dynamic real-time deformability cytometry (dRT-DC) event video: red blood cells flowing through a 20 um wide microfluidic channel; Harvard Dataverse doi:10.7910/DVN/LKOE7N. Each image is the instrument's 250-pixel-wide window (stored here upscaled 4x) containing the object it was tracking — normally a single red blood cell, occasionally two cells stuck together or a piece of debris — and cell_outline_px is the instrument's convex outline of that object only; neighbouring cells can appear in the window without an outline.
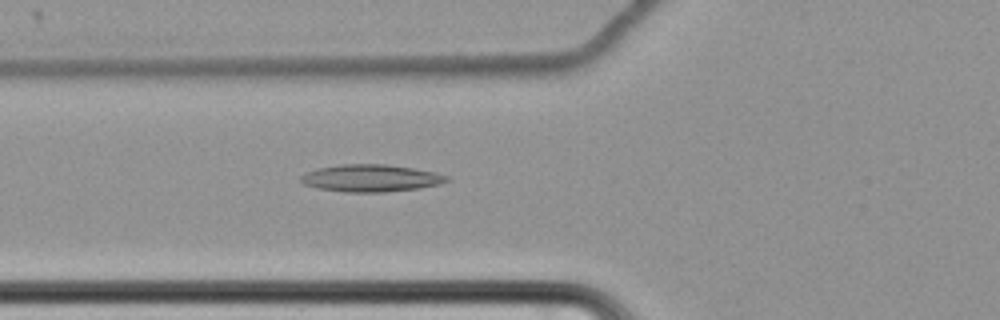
{"species": "common noctule bat (a hibernating species)", "species_latin": "Nyctalus noctula", "temperature_condition": "cold", "stored_images_in_passage": 64, "camera_frame_rate_fps": 3000, "um_per_image_px": 0.085, "animal": {"sex": "female", "body_mass_g": 22.7, "forearm_length_mm": 54.2}, "frame": {"image": 1, "passage_image": 27, "time_ms": 8.667, "image_size_px": [1000, 320], "cell_outline_px": [[452, 180], [440, 184], [420, 188], [384, 192], [344, 192], [316, 188], [304, 184], [300, 180], [300, 176], [304, 172], [316, 168], [340, 164], [388, 164], [436, 172], [448, 176]], "centroid_in_image_um": [31.51, 15.14], "position_along_channel_um": 94.3, "area_um2": 23.47}}
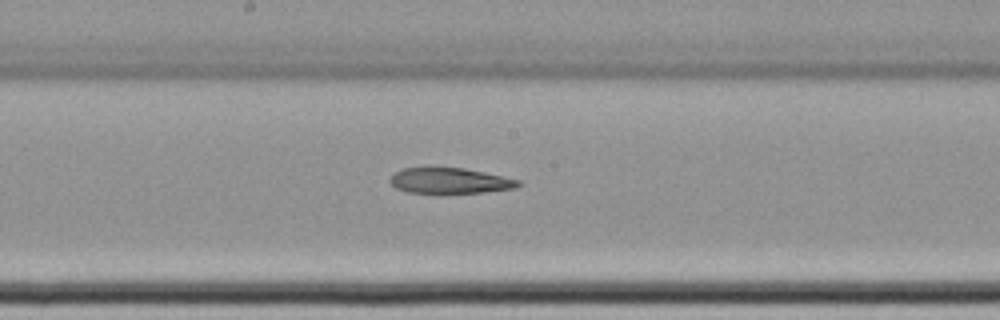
{"frame": {"image": 2, "passage_image": 37, "time_ms": 12.0, "image_size_px": [1000, 320], "cell_outline_px": [[524, 184], [516, 188], [484, 192], [408, 192], [396, 188], [388, 180], [400, 168], [464, 168], [504, 176], [520, 180]], "centroid_in_image_um": [38.29, 15.35], "position_along_channel_um": 209.9, "area_um2": 18.9}}
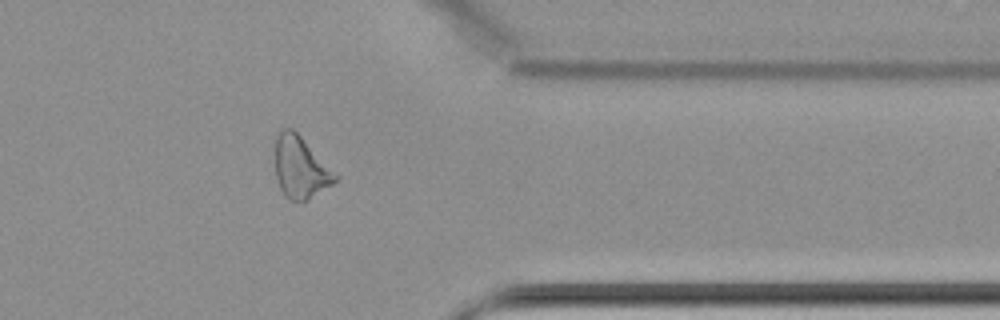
{"frame": {"image": 3, "passage_image": 53, "time_ms": 17.333, "image_size_px": [1000, 320], "cell_outline_px": [[340, 176], [332, 184], [308, 200], [288, 200], [284, 196], [280, 188], [276, 176], [276, 136], [280, 128], [292, 128]], "centroid_in_image_um": [25.54, 14.24], "position_along_channel_um": 385.9, "area_um2": 21.5}}